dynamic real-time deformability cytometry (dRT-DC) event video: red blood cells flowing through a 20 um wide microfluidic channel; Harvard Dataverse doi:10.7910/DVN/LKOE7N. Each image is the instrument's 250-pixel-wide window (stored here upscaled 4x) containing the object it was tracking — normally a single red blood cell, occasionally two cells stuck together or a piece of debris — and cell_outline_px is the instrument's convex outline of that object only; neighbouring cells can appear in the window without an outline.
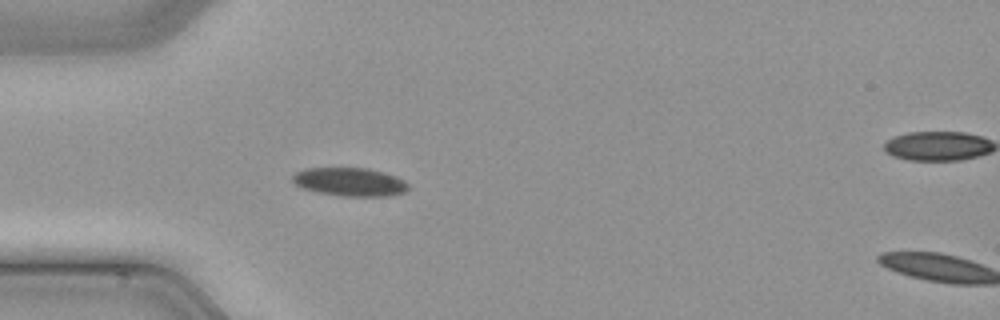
{"species": "common noctule bat (a hibernating species)", "species_latin": "Nyctalus noctula", "temperature_condition": "cold", "stored_images_in_passage": 29, "camera_frame_rate_fps": 3000, "um_per_image_px": 0.085, "animal": {"sex": "male", "body_mass_g": 21.5, "forearm_length_mm": 52.0}, "frame": {"image": 1, "passage_image": 1, "time_ms": 0.0, "image_size_px": [1000, 320], "cell_outline_px": [[408, 188], [404, 192], [392, 196], [340, 196], [316, 192], [292, 184], [292, 176], [296, 172], [304, 168], [368, 168], [384, 172], [396, 176], [404, 180], [408, 184]], "centroid_in_image_um": [29.72, 15.46], "position_along_channel_um": 55.3, "area_um2": 19.36}}
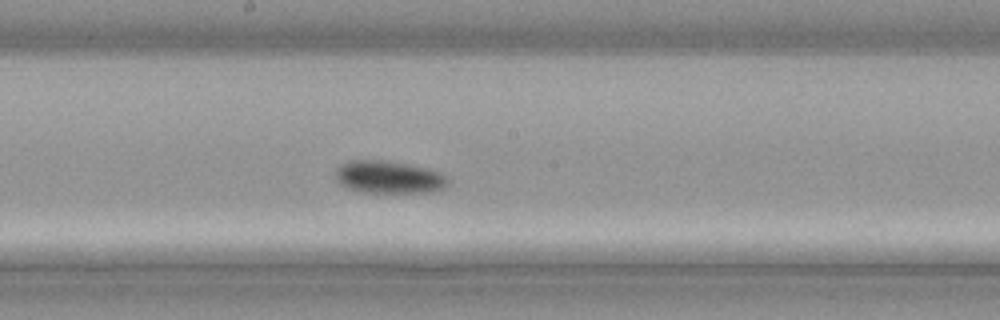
{"frame": {"image": 2, "passage_image": 13, "time_ms": 4.0, "image_size_px": [1000, 320], "cell_outline_px": [[448, 184], [444, 188], [432, 192], [360, 192], [348, 188], [340, 184], [336, 180], [336, 168], [340, 164], [348, 160], [384, 160], [408, 164], [428, 168], [440, 172], [448, 180]], "centroid_in_image_um": [33.02, 15.05], "position_along_channel_um": 215.2, "area_um2": 21.44}}
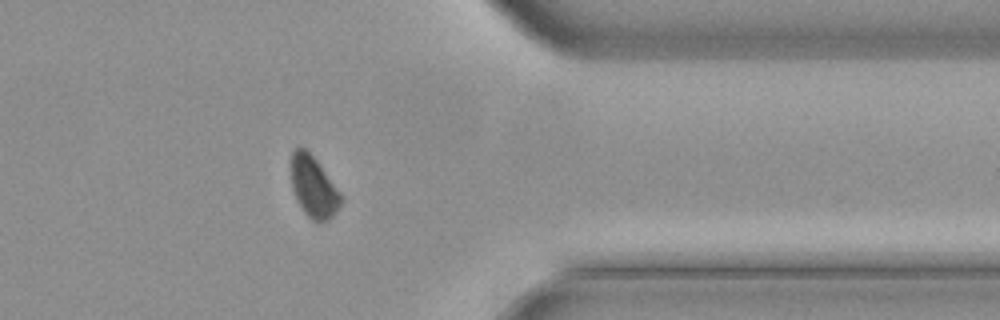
{"frame": {"image": 3, "passage_image": 26, "time_ms": 8.333, "image_size_px": [1000, 320], "cell_outline_px": [[344, 196], [340, 204], [332, 216], [328, 220], [316, 224], [304, 212], [296, 200], [292, 188], [292, 152], [296, 148], [304, 148], [316, 160]], "centroid_in_image_um": [26.67, 15.94], "position_along_channel_um": 384.7, "area_um2": 17.63}}